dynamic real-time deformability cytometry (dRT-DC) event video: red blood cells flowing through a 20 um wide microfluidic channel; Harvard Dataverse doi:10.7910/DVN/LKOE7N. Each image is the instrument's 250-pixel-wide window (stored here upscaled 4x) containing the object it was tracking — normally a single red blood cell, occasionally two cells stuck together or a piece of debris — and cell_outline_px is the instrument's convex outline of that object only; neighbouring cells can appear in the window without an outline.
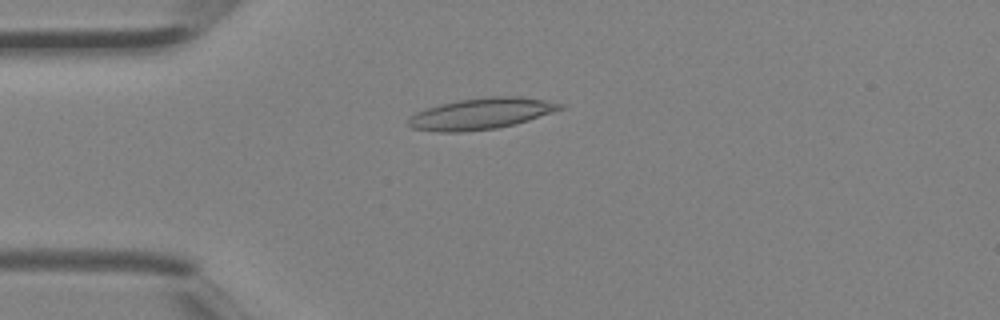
{"species": "Egyptian fruit bat (a non-hibernating species)", "species_latin": "Rousettus aegyptiacus", "temperature_condition": "room temperature", "stored_images_in_passage": 2, "camera_frame_rate_fps": 3000, "um_per_image_px": 0.085, "animal": {"sex": "female"}, "frame": {"image": 1, "passage_image": 2, "time_ms": 0.333, "image_size_px": [1000, 320], "cell_outline_px": [[564, 108], [516, 124], [496, 128], [460, 132], [436, 132], [412, 128], [408, 124], [408, 116], [416, 112], [428, 108], [460, 100], [492, 96], [520, 96], [544, 100], [564, 104]], "centroid_in_image_um": [40.89, 9.67], "position_along_channel_um": 44.1, "area_um2": 27.34}}